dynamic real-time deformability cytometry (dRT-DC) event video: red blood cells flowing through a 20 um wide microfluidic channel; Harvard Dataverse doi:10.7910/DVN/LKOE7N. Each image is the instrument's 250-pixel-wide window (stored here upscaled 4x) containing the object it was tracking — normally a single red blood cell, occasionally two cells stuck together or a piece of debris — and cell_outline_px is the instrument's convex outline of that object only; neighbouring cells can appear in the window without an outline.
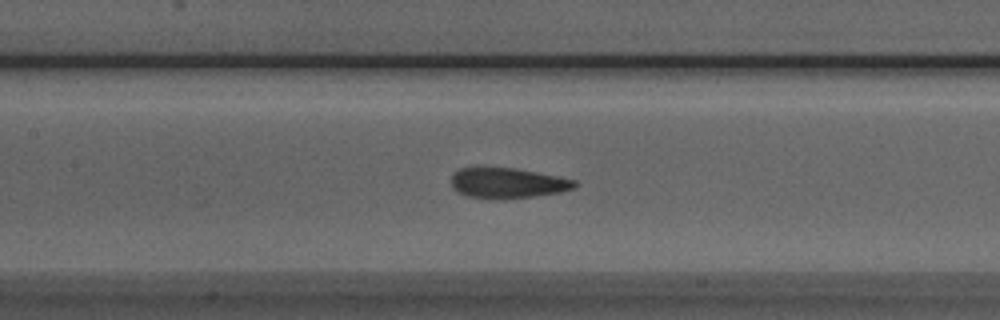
{"species": "Egyptian fruit bat (a non-hibernating species)", "species_latin": "Rousettus aegyptiacus", "temperature_condition": "room temperature", "stored_images_in_passage": 43, "camera_frame_rate_fps": 3000, "um_per_image_px": 0.085, "animal": {"sex": "male"}, "frame": {"image": 1, "passage_image": 18, "time_ms": 5.667, "image_size_px": [1000, 320], "cell_outline_px": [[580, 184], [576, 188], [560, 192], [532, 196], [468, 196], [456, 192], [452, 188], [452, 176], [460, 168], [476, 164], [516, 168], [576, 180]], "centroid_in_image_um": [43.12, 15.47], "position_along_channel_um": 164.3, "area_um2": 21.73}}
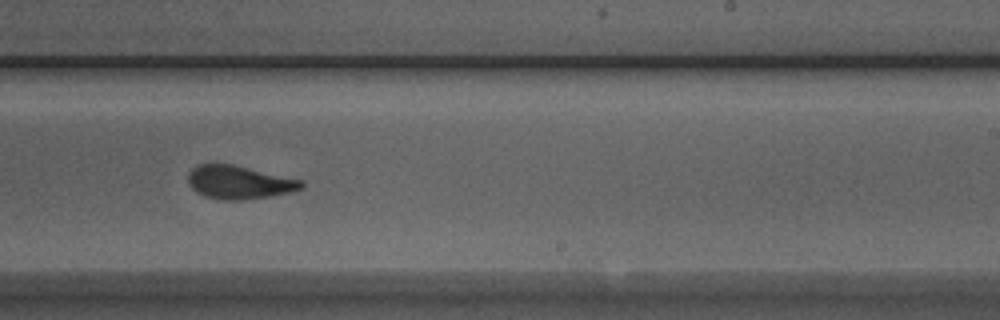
{"frame": {"image": 2, "passage_image": 26, "time_ms": 8.333, "image_size_px": [1000, 320], "cell_outline_px": [[304, 188], [292, 192], [244, 200], [224, 200], [204, 196], [196, 192], [188, 184], [188, 172], [192, 168], [200, 164], [232, 164], [304, 180]], "centroid_in_image_um": [20.34, 15.5], "position_along_channel_um": 268.7, "area_um2": 22.14}}
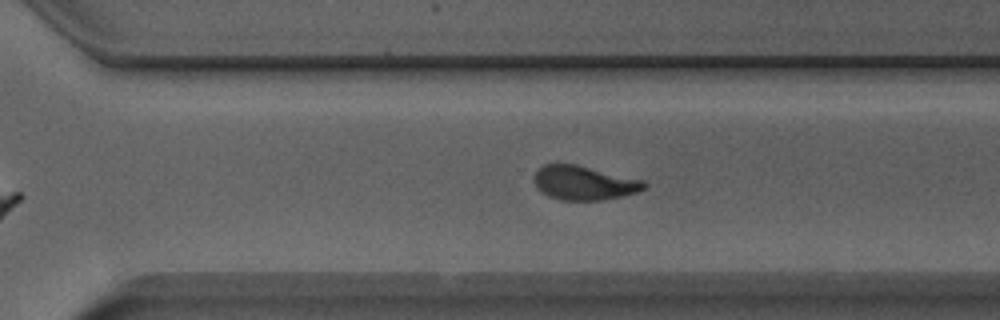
{"frame": {"image": 3, "passage_image": 30, "time_ms": 9.667, "image_size_px": [1000, 320], "cell_outline_px": [[648, 188], [636, 192], [620, 196], [600, 200], [560, 200], [548, 196], [536, 188], [532, 180], [536, 172], [544, 164], [576, 164], [644, 180], [648, 184]], "centroid_in_image_um": [49.63, 15.54], "position_along_channel_um": 321.0, "area_um2": 21.96}, "authors_computed_cell_mechanics": {"area_um2": 22.6576, "velocity_mm_per_s": 3.9303, "shape_relaxation_time_tau1_ms": 3.6225, "shape_relaxation_time_tau2_ms": 1.3637, "deformation_change_tau1": 0.1498, "deformation_change_tau2": 0.0807}}